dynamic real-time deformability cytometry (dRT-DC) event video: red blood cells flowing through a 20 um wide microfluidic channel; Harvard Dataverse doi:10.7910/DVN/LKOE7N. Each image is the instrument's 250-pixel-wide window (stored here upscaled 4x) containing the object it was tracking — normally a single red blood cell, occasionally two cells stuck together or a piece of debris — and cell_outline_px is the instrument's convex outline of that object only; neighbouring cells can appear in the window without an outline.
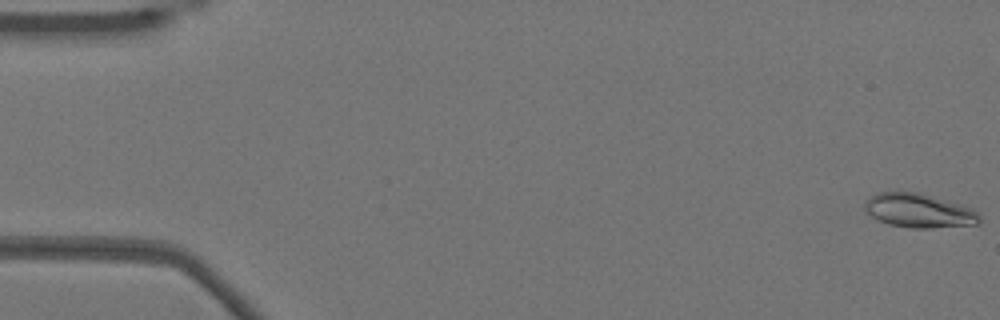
{"species": "Egyptian fruit bat (a non-hibernating species)", "species_latin": "Rousettus aegyptiacus", "temperature_condition": "warm", "stored_images_in_passage": 53, "camera_frame_rate_fps": 3000, "um_per_image_px": 0.085, "animal": {"sex": "female"}, "frame": {"image": 1, "passage_image": 1, "time_ms": 0.0, "image_size_px": [1000, 320], "cell_outline_px": [[980, 224], [932, 228], [908, 228], [888, 224], [872, 216], [864, 208], [864, 200], [876, 192], [896, 188], [920, 192], [972, 208], [980, 212]], "centroid_in_image_um": [78.07, 17.86], "position_along_channel_um": 6.9, "area_um2": 23.58}}
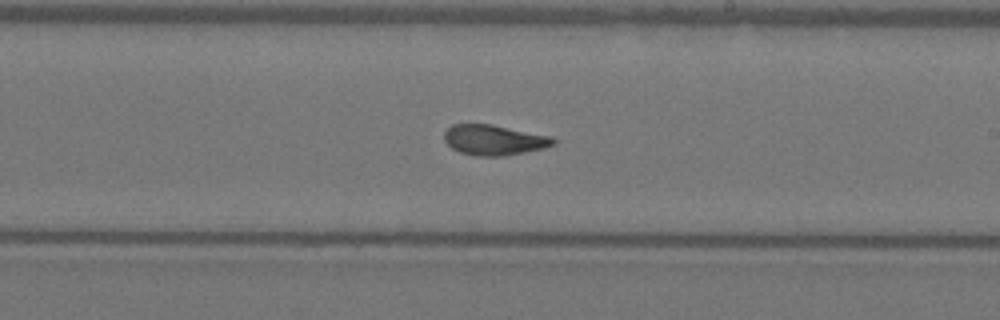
{"frame": {"image": 2, "passage_image": 31, "time_ms": 10.0, "image_size_px": [1000, 320], "cell_outline_px": [[556, 144], [544, 148], [504, 156], [476, 156], [460, 152], [452, 148], [444, 140], [444, 132], [452, 124], [492, 124], [552, 136], [556, 140]], "centroid_in_image_um": [42.01, 11.89], "position_along_channel_um": 247.0, "area_um2": 19.36}}
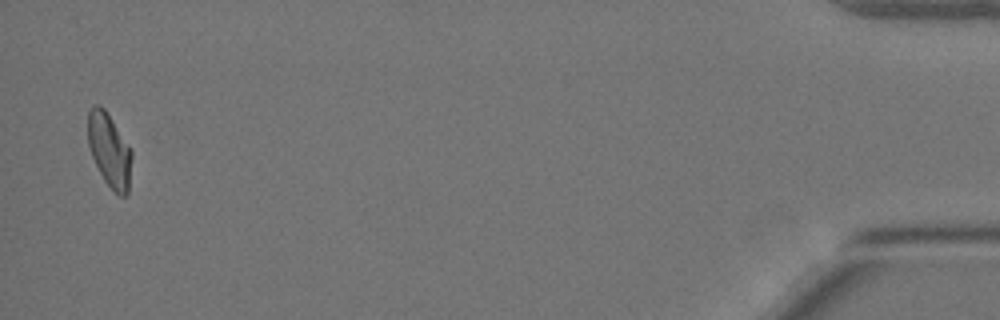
{"frame": {"image": 3, "passage_image": 52, "time_ms": 17.0, "image_size_px": [1000, 320], "cell_outline_px": [[132, 156], [128, 192], [124, 196], [120, 196], [104, 180], [92, 156], [88, 144], [88, 112], [96, 104], [100, 104], [104, 108], [128, 144], [132, 152]], "centroid_in_image_um": [9.3, 12.75], "position_along_channel_um": 425.9, "area_um2": 18.5}, "authors_computed_cell_mechanics": {"area_um2": 19.8254, "velocity_mm_per_s": 3.8357, "shape_relaxation_time_tau1_ms": 6.6925, "shape_relaxation_time_tau2_ms": 1.318, "deformation_change_tau1": 0.2143, "deformation_change_tau2": 0.0799}}